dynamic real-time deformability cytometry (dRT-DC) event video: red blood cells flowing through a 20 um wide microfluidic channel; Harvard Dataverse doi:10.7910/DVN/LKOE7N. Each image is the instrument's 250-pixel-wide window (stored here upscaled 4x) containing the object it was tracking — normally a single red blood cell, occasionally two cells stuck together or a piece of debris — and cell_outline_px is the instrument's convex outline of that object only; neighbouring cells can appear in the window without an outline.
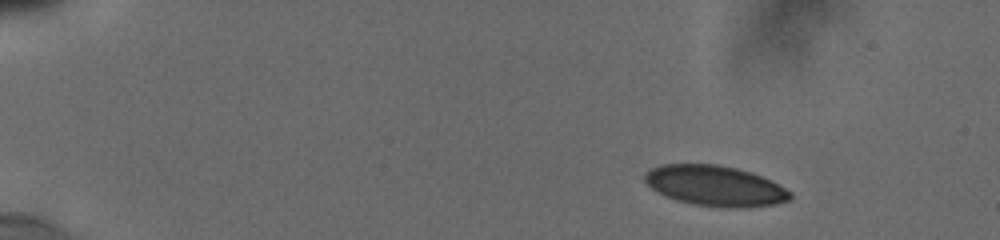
{"species": "human", "species_latin": "Homo sapiens", "temperature_condition": "cold", "stored_images_in_passage": 9, "camera_frame_rate_fps": 3000, "um_per_image_px": 0.085, "donor": {"sex": "male"}, "frame": {"image": 1, "passage_image": 1, "time_ms": 0.0, "image_size_px": [1000, 240], "cell_outline_px": [[792, 200], [776, 204], [740, 208], [728, 208], [692, 204], [676, 200], [652, 188], [644, 180], [644, 172], [660, 164], [716, 164], [736, 168], [752, 172], [792, 192]], "centroid_in_image_um": [60.79, 15.8], "position_along_channel_um": 24.2, "area_um2": 34.16}}
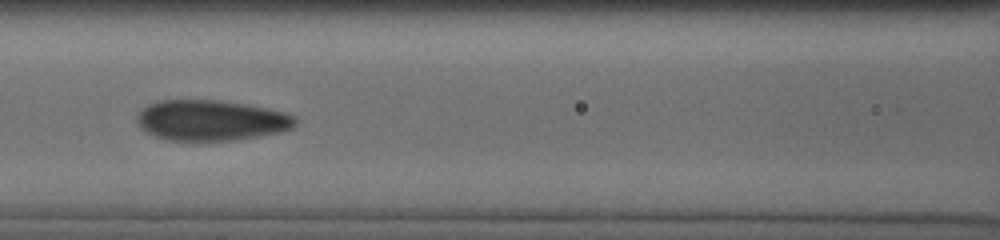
{"frame": {"image": 2, "passage_image": 7, "time_ms": 6.333, "image_size_px": [1000, 240], "cell_outline_px": [[296, 124], [292, 128], [280, 132], [260, 136], [232, 140], [168, 140], [156, 136], [140, 128], [136, 120], [136, 116], [148, 104], [160, 100], [220, 100], [268, 108], [284, 112], [296, 116]], "centroid_in_image_um": [17.95, 10.22], "position_along_channel_um": 148.6, "area_um2": 37.34}}
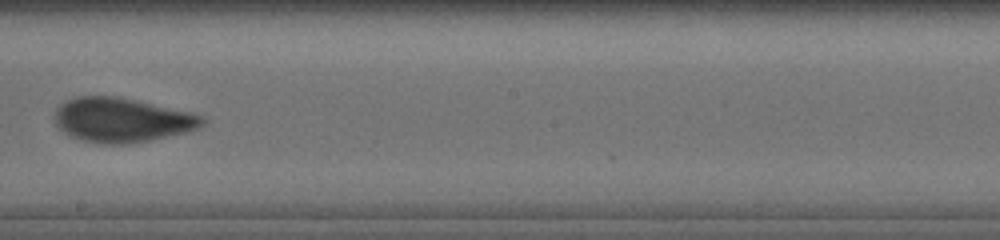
{"frame": {"image": 3, "passage_image": 9, "time_ms": 8.667, "image_size_px": [1000, 240], "cell_outline_px": [[208, 120], [204, 124], [188, 132], [152, 140], [128, 144], [100, 144], [68, 136], [56, 124], [56, 112], [60, 104], [68, 100], [80, 96], [116, 96], [188, 112], [200, 116]], "centroid_in_image_um": [10.36, 10.22], "position_along_channel_um": 237.8, "area_um2": 37.8}}